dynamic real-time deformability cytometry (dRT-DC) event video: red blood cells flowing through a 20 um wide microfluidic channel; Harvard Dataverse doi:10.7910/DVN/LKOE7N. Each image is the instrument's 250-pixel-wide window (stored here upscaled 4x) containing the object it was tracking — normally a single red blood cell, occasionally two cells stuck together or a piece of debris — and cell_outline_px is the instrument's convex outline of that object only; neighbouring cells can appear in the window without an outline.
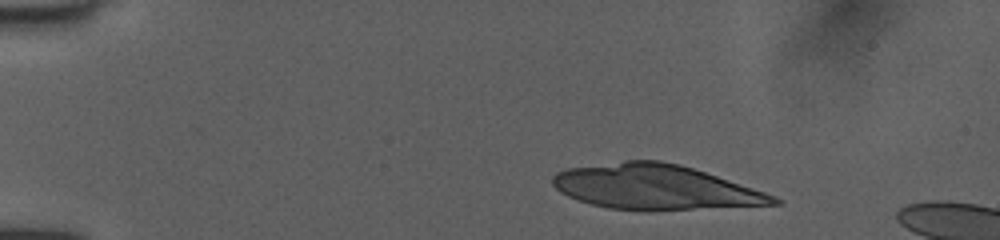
{"species": "human", "species_latin": "Homo sapiens", "temperature_condition": "room temperature", "stored_images_in_passage": 8, "camera_frame_rate_fps": 3000, "um_per_image_px": 0.085, "donor": {"sex": "female"}, "frame": {"image": 1, "passage_image": 1, "time_ms": 0.0, "image_size_px": [1000, 240], "cell_outline_px": [[784, 200], [780, 204], [648, 212], [608, 208], [592, 204], [568, 196], [560, 192], [552, 184], [552, 176], [556, 172], [568, 168], [624, 160], [660, 160], [680, 164], [776, 196]], "centroid_in_image_um": [55.67, 15.92], "position_along_channel_um": 29.3, "area_um2": 58.03}}